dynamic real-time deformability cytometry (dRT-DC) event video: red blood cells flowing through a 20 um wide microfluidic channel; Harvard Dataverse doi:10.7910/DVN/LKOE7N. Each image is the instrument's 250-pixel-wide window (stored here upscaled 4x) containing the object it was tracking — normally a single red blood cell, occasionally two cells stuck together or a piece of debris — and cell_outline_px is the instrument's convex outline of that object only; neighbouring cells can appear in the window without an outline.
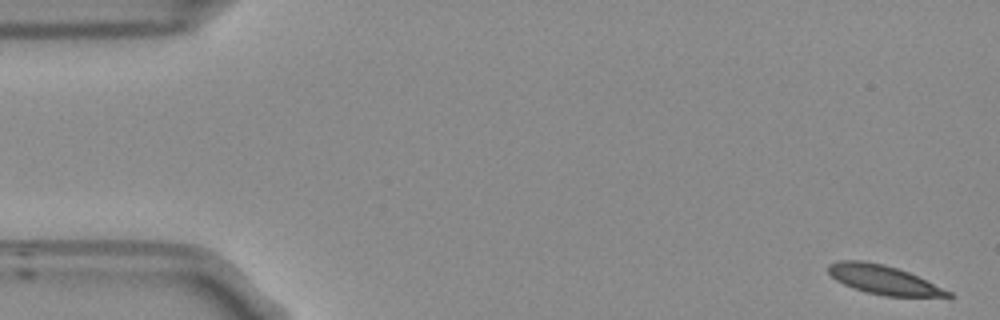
{"species": "Egyptian fruit bat (a non-hibernating species)", "species_latin": "Rousettus aegyptiacus", "temperature_condition": "room temperature", "stored_images_in_passage": 54, "camera_frame_rate_fps": 3000, "um_per_image_px": 0.085, "frame": {"image": 1, "passage_image": 1, "time_ms": 0.0, "image_size_px": [1000, 320], "cell_outline_px": [[956, 296], [884, 296], [868, 292], [844, 284], [836, 280], [828, 272], [828, 264], [840, 260], [860, 260], [884, 264], [908, 272], [952, 292]], "centroid_in_image_um": [75.08, 23.76], "position_along_channel_um": 9.9, "area_um2": 19.83}}
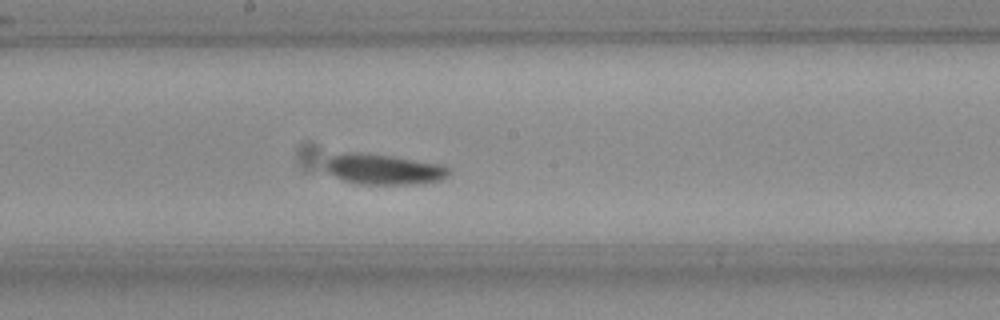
{"frame": {"image": 2, "passage_image": 28, "time_ms": 9.0, "image_size_px": [1000, 320], "cell_outline_px": [[452, 172], [448, 176], [440, 180], [424, 184], [356, 184], [344, 180], [328, 172], [328, 160], [332, 156], [348, 152], [388, 156], [436, 164], [448, 168]], "centroid_in_image_um": [32.66, 14.43], "position_along_channel_um": 215.5, "area_um2": 21.21}}
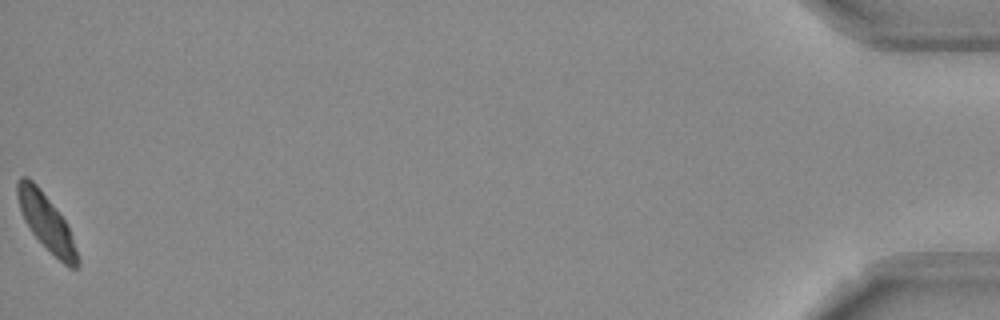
{"frame": {"image": 3, "passage_image": 54, "time_ms": 17.667, "image_size_px": [1000, 320], "cell_outline_px": [[80, 264], [76, 268], [68, 268], [32, 232], [24, 220], [16, 196], [16, 184], [20, 176], [28, 176], [36, 184], [64, 220], [68, 228], [80, 260]], "centroid_in_image_um": [3.91, 18.87], "position_along_channel_um": 431.3, "area_um2": 19.02}, "authors_computed_cell_mechanics": {"area_um2": 20.8658, "velocity_mm_per_s": 3.6951, "shape_relaxation_time_tau1_ms": 3.7467, "shape_relaxation_time_tau2_ms": 1.6731, "deformation_change_tau1": 0.1281, "deformation_change_tau2": 0.0689}}